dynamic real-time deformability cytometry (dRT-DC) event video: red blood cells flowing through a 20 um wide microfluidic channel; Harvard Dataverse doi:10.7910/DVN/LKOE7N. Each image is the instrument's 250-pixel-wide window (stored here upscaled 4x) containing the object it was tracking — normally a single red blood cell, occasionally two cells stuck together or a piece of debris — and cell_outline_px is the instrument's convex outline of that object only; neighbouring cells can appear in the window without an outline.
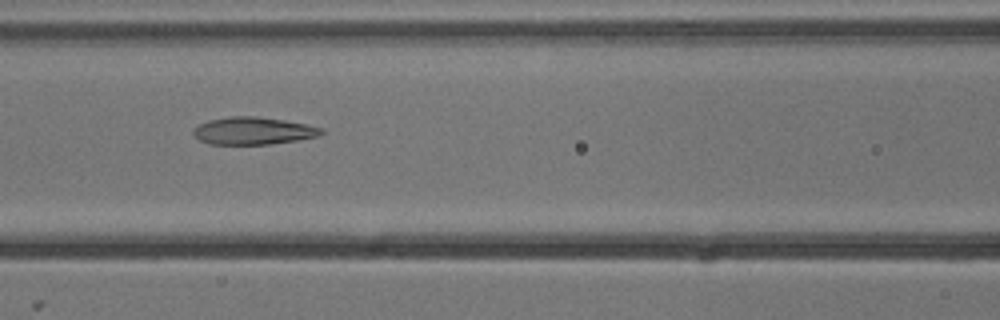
{"species": "common noctule bat (a hibernating species)", "species_latin": "Nyctalus noctula", "temperature_condition": "cold", "stored_images_in_passage": 8, "camera_frame_rate_fps": 3000, "um_per_image_px": 0.085, "animal": {"sex": "male", "body_mass_g": 13.3}, "frame": {"image": 1, "passage_image": 6, "time_ms": 1.667, "image_size_px": [1000, 320], "cell_outline_px": [[324, 132], [316, 136], [296, 140], [268, 144], [208, 144], [200, 140], [192, 132], [192, 128], [208, 120], [228, 116], [256, 116], [284, 120], [324, 128]], "centroid_in_image_um": [21.48, 11.11], "position_along_channel_um": 145.1, "area_um2": 20.35}}
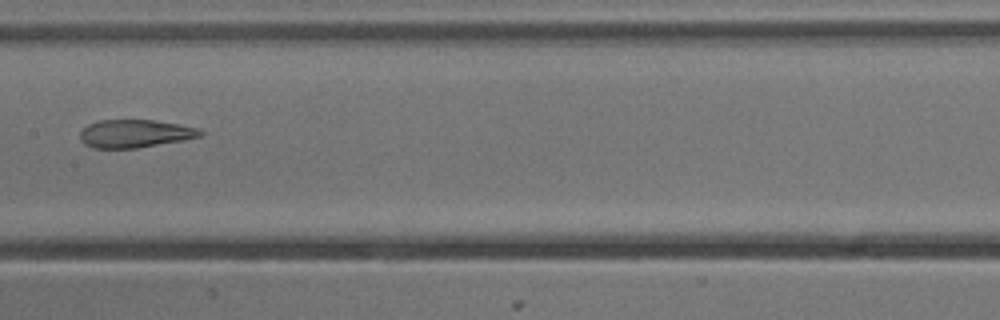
{"frame": {"image": 2, "passage_image": 7, "time_ms": 2.0, "image_size_px": [1000, 320], "cell_outline_px": [[204, 132], [200, 136], [184, 140], [136, 148], [92, 148], [84, 144], [80, 140], [80, 132], [88, 124], [100, 120], [152, 120], [180, 124], [200, 128]], "centroid_in_image_um": [11.47, 11.35], "position_along_channel_um": 195.9, "area_um2": 19.65}}
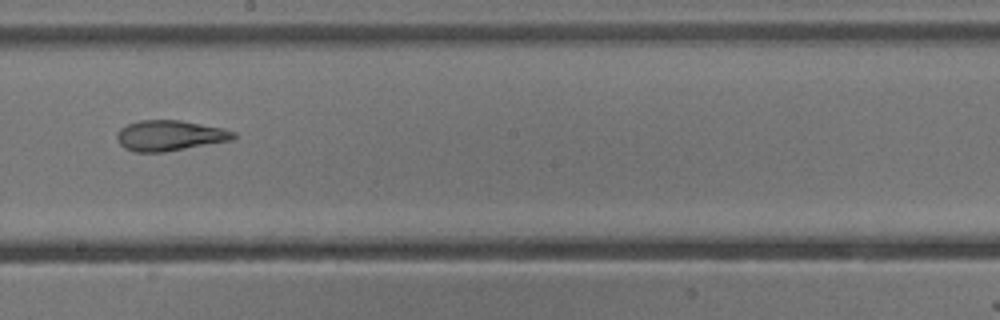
{"frame": {"image": 3, "passage_image": 8, "time_ms": 2.333, "image_size_px": [1000, 320], "cell_outline_px": [[236, 136], [232, 140], [164, 152], [136, 152], [124, 148], [120, 144], [116, 136], [116, 132], [120, 128], [128, 124], [140, 120], [180, 120], [224, 128], [236, 132]], "centroid_in_image_um": [14.42, 11.52], "position_along_channel_um": 233.8, "area_um2": 20.75}}